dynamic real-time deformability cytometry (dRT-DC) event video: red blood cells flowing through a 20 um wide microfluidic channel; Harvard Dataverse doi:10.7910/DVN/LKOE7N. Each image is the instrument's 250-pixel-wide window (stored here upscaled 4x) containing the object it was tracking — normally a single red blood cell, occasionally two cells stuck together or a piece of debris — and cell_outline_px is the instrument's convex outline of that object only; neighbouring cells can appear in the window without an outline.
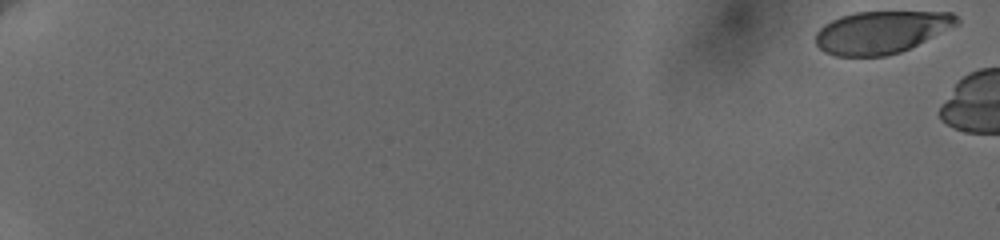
{"species": "human", "species_latin": "Homo sapiens", "temperature_condition": "cold", "stored_images_in_passage": 13, "camera_frame_rate_fps": 3000, "um_per_image_px": 0.085, "donor": {"sex": "female"}, "frame": {"image": 1, "passage_image": 1, "time_ms": 0.0, "image_size_px": [1000, 240], "cell_outline_px": [[960, 24], [900, 52], [884, 56], [836, 56], [824, 52], [816, 44], [816, 32], [824, 24], [840, 16], [856, 12], [952, 12], [960, 20]], "centroid_in_image_um": [74.9, 2.73], "position_along_channel_um": 10.1, "area_um2": 34.8}}